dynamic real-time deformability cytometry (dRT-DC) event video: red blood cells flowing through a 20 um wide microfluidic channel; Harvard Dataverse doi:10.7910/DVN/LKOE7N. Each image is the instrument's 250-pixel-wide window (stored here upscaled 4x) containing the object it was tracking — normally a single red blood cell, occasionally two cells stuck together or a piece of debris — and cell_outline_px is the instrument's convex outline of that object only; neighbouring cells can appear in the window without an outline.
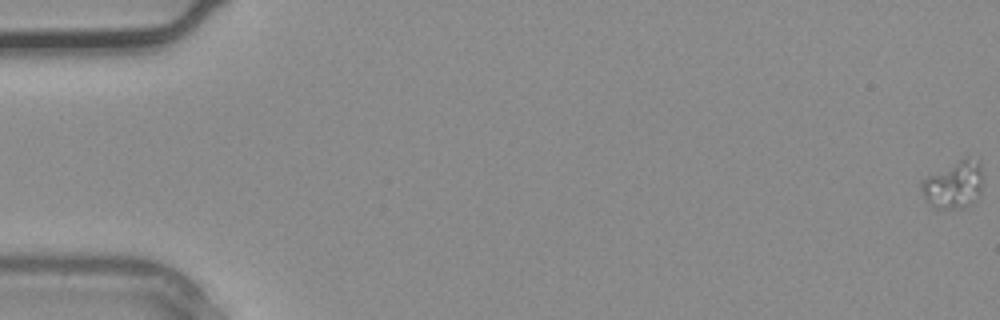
{"species": "common noctule bat (a hibernating species)", "species_latin": "Nyctalus noctula", "temperature_condition": "warm", "stored_images_in_passage": 10, "camera_frame_rate_fps": 3000, "um_per_image_px": 0.085, "animal": {"sex": "male", "body_mass_g": 20.4}, "frame": {"image": 1, "passage_image": 1, "time_ms": 0.0, "image_size_px": [1000, 320], "cell_outline_px": [[980, 192], [976, 200], [964, 208], [936, 208], [924, 196], [920, 188], [920, 184], [928, 176], [964, 156], [976, 160], [980, 164]], "centroid_in_image_um": [81.06, 15.69], "position_along_channel_um": 3.9, "area_um2": 16.53}}